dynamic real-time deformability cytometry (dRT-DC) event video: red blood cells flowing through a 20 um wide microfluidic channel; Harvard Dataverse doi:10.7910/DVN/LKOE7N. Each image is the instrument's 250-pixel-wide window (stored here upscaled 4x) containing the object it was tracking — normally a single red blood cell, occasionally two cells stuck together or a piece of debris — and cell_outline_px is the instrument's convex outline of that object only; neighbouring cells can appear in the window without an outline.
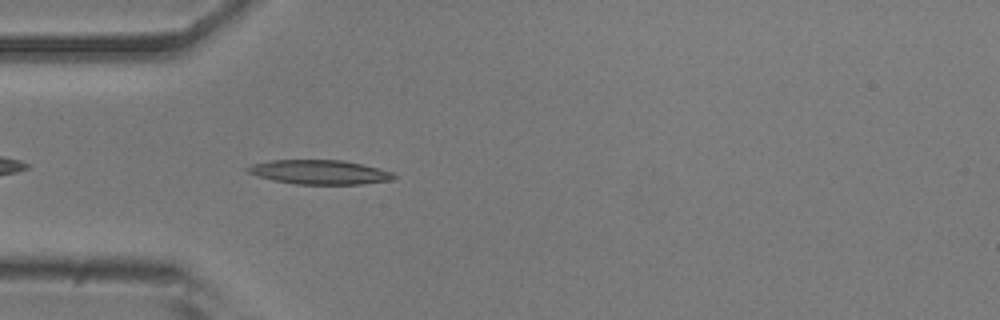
{"species": "common noctule bat (a hibernating species)", "species_latin": "Nyctalus noctula", "temperature_condition": "room temperature", "stored_images_in_passage": 35, "camera_frame_rate_fps": 3000, "um_per_image_px": 0.085, "animal": {"sex": "male", "body_mass_g": 20.5, "forearm_length_mm": 52.5}, "frame": {"image": 1, "passage_image": 3, "time_ms": 0.667, "image_size_px": [1000, 320], "cell_outline_px": [[396, 176], [392, 180], [360, 184], [292, 184], [272, 180], [248, 172], [244, 168], [252, 164], [268, 160], [344, 160], [392, 172]], "centroid_in_image_um": [27.12, 14.63], "position_along_channel_um": 57.9, "area_um2": 20.58}}
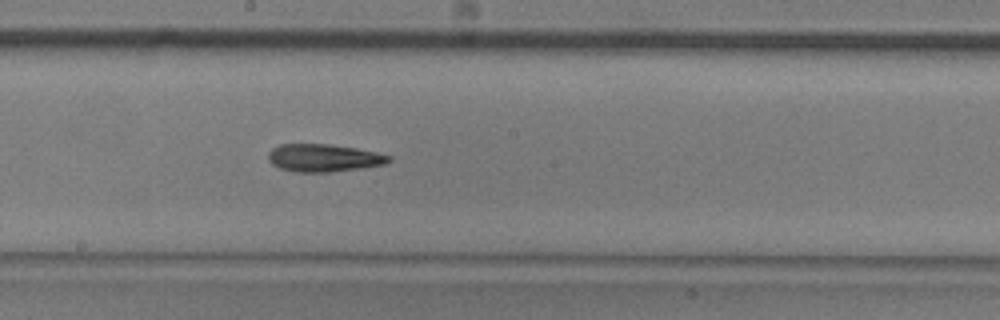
{"frame": {"image": 2, "passage_image": 16, "time_ms": 5.0, "image_size_px": [1000, 320], "cell_outline_px": [[392, 160], [384, 164], [360, 168], [332, 172], [296, 172], [280, 168], [272, 164], [268, 160], [268, 152], [272, 148], [280, 144], [328, 144], [356, 148], [376, 152], [392, 156]], "centroid_in_image_um": [27.5, 13.42], "position_along_channel_um": 220.7, "area_um2": 19.48}}
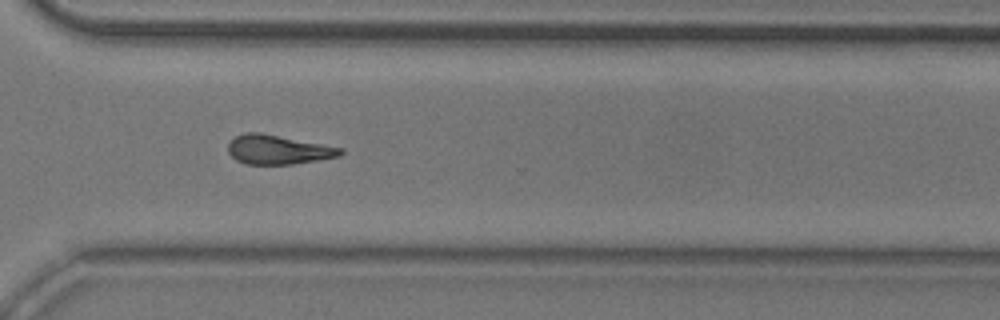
{"frame": {"image": 3, "passage_image": 26, "time_ms": 8.333, "image_size_px": [1000, 320], "cell_outline_px": [[344, 152], [340, 156], [292, 164], [244, 164], [236, 160], [228, 152], [228, 144], [236, 136], [244, 132], [260, 132], [344, 148]], "centroid_in_image_um": [23.63, 12.71], "position_along_channel_um": 347.0, "area_um2": 19.13}, "authors_computed_cell_mechanics": {"area_um2": 19.363, "velocity_mm_per_s": 3.8075, "shape_relaxation_time_tau1_ms": 4.3084, "shape_relaxation_time_tau2_ms": null, "deformation_change_tau1": 0.1463, "deformation_change_tau2": null}}